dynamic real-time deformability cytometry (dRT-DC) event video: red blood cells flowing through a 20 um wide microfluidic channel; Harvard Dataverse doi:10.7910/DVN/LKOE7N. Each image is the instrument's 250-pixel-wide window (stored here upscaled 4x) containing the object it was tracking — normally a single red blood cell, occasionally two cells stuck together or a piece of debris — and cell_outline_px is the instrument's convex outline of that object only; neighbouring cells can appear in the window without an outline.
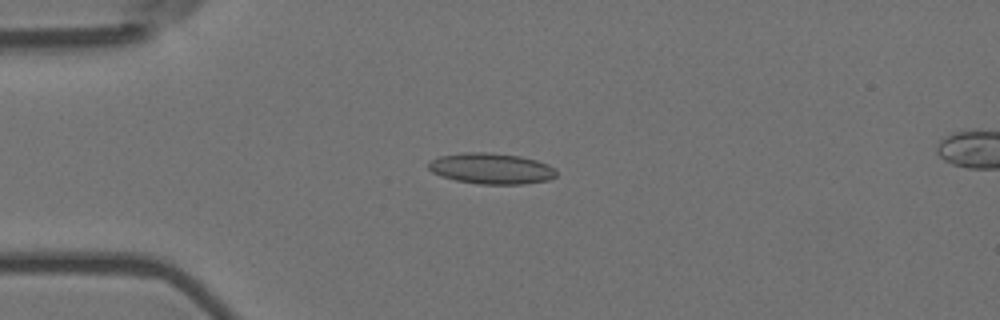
{"species": "Egyptian fruit bat (a non-hibernating species)", "species_latin": "Rousettus aegyptiacus", "temperature_condition": "room temperature", "stored_images_in_passage": 7, "camera_frame_rate_fps": 3000, "um_per_image_px": 0.085, "animal": {"sex": "female"}, "frame": {"image": 1, "passage_image": 3, "time_ms": 0.667, "image_size_px": [1000, 320], "cell_outline_px": [[556, 176], [548, 180], [524, 184], [480, 184], [456, 180], [440, 176], [432, 172], [428, 168], [428, 164], [432, 160], [440, 156], [464, 152], [488, 152], [520, 156], [536, 160], [548, 164], [556, 172]], "centroid_in_image_um": [41.75, 14.32], "position_along_channel_um": 43.3, "area_um2": 22.95}}
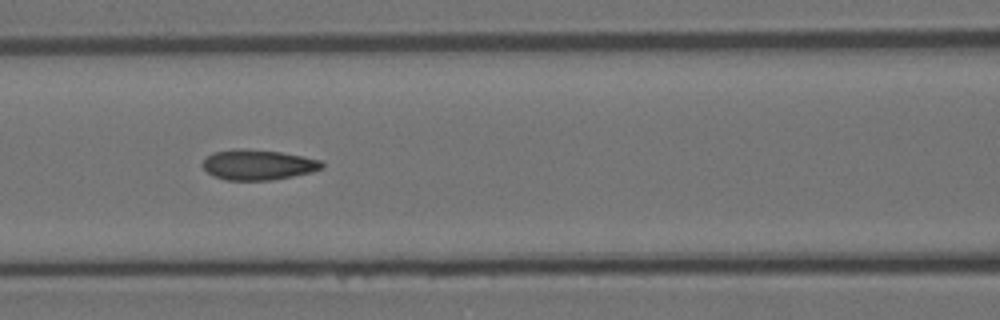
{"frame": {"image": 2, "passage_image": 6, "time_ms": 1.667, "image_size_px": [1000, 320], "cell_outline_px": [[324, 168], [312, 172], [272, 180], [224, 180], [212, 176], [200, 164], [212, 152], [240, 148], [280, 152], [320, 160], [324, 164]], "centroid_in_image_um": [21.91, 14.01], "position_along_channel_um": 144.7, "area_um2": 21.04}}
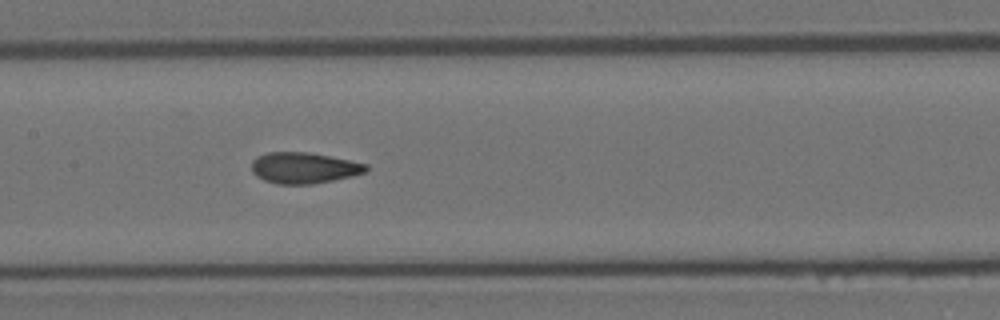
{"frame": {"image": 3, "passage_image": 7, "time_ms": 2.0, "image_size_px": [1000, 320], "cell_outline_px": [[368, 168], [364, 172], [352, 176], [312, 184], [276, 184], [264, 180], [256, 176], [252, 172], [252, 160], [256, 156], [268, 152], [308, 152], [368, 164]], "centroid_in_image_um": [25.78, 14.27], "position_along_channel_um": 181.6, "area_um2": 20.63}}